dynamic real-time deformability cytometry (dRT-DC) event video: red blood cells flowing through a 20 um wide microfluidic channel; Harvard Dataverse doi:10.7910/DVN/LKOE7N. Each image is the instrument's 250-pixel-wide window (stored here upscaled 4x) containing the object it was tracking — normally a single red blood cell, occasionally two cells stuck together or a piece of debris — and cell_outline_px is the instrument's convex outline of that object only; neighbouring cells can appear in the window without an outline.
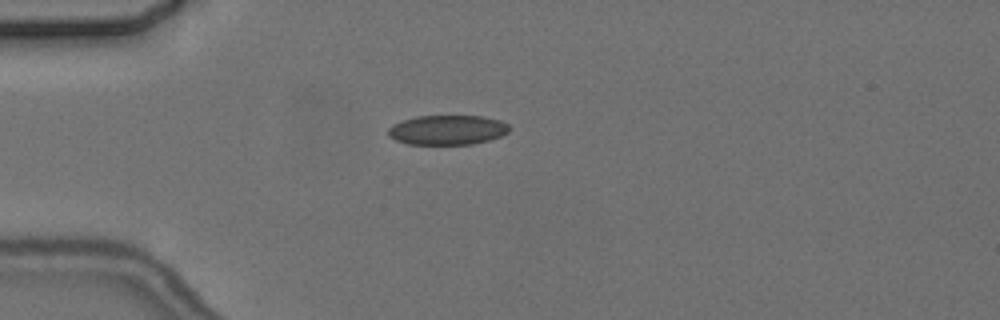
{"species": "common noctule bat (a hibernating species)", "species_latin": "Nyctalus noctula", "temperature_condition": "cold", "stored_images_in_passage": 4, "camera_frame_rate_fps": 3000, "um_per_image_px": 0.085, "animal": {"sex": "female", "body_mass_g": 24.6, "forearm_length_mm": 56.2}, "frame": {"image": 1, "passage_image": 3, "time_ms": 2.333, "image_size_px": [1000, 320], "cell_outline_px": [[508, 132], [500, 136], [488, 140], [472, 144], [408, 144], [396, 140], [388, 136], [388, 128], [392, 124], [416, 116], [484, 116], [500, 120], [508, 124]], "centroid_in_image_um": [38.01, 11.04], "position_along_channel_um": 47.0, "area_um2": 20.87}}